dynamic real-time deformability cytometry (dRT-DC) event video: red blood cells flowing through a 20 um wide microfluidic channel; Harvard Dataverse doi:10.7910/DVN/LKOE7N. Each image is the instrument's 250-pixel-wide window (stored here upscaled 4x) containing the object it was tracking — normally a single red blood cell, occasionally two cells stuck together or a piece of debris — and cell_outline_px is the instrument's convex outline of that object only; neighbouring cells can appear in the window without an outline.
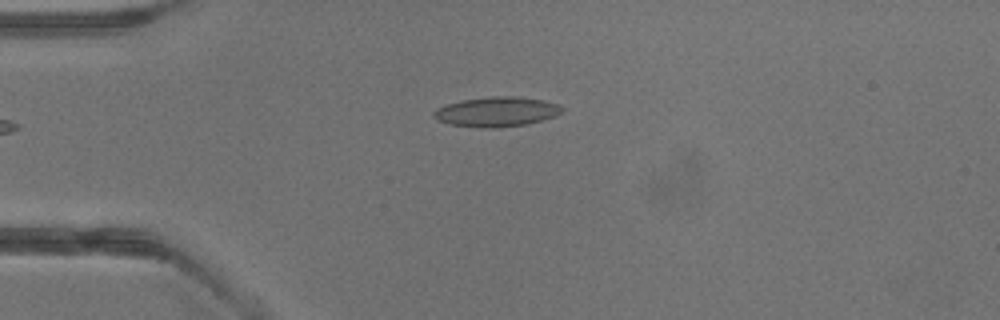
{"species": "common noctule bat (a hibernating species)", "species_latin": "Nyctalus noctula", "temperature_condition": "warm", "stored_images_in_passage": 2, "camera_frame_rate_fps": 3000, "um_per_image_px": 0.085, "animal": {"sex": "male", "body_mass_g": 13.3}, "frame": {"image": 1, "passage_image": 2, "time_ms": 1.0, "image_size_px": [1000, 320], "cell_outline_px": [[564, 108], [556, 116], [528, 124], [496, 128], [484, 128], [448, 124], [436, 120], [432, 116], [432, 112], [436, 108], [448, 104], [464, 100], [492, 96], [512, 96], [544, 100], [556, 104]], "centroid_in_image_um": [42.18, 9.51], "position_along_channel_um": 42.8, "area_um2": 22.25}}